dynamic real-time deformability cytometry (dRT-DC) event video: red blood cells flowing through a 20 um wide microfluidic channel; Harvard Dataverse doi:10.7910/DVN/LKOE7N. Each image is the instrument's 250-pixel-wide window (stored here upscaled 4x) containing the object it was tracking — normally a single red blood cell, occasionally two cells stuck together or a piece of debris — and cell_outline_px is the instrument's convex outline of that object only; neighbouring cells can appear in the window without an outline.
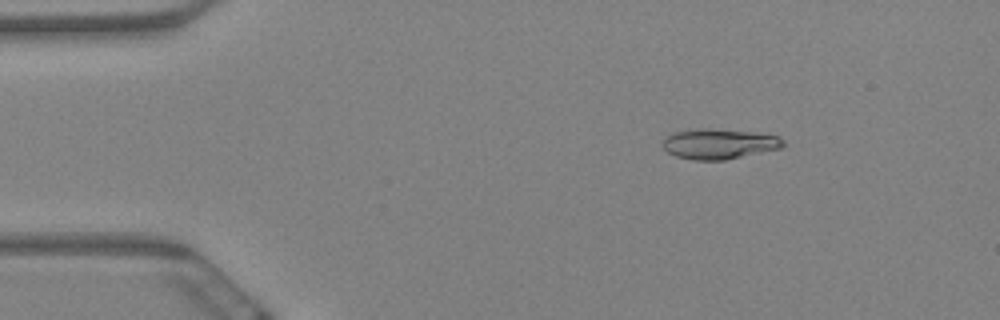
{"species": "Egyptian fruit bat (a non-hibernating species)", "species_latin": "Rousettus aegyptiacus", "temperature_condition": "warm", "stored_images_in_passage": 5, "camera_frame_rate_fps": 3000, "um_per_image_px": 0.085, "animal": {"sex": "female"}, "frame": {"image": 1, "passage_image": 2, "time_ms": 0.333, "image_size_px": [1000, 320], "cell_outline_px": [[784, 144], [780, 148], [724, 160], [692, 160], [676, 156], [668, 152], [660, 144], [672, 132], [696, 128], [708, 128], [756, 132], [780, 136], [784, 140]], "centroid_in_image_um": [61.1, 12.21], "position_along_channel_um": 23.9, "area_um2": 21.33}}
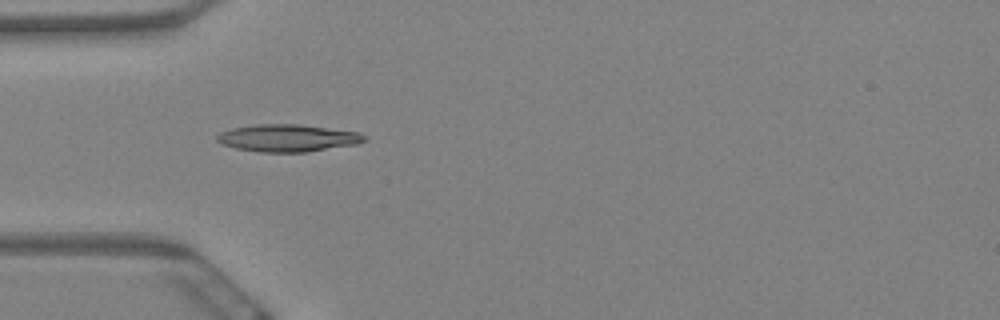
{"frame": {"image": 2, "passage_image": 4, "time_ms": 1.0, "image_size_px": [1000, 320], "cell_outline_px": [[368, 136], [364, 140], [356, 144], [304, 152], [260, 152], [236, 148], [224, 144], [216, 140], [216, 136], [220, 132], [232, 128], [256, 124], [300, 124], [356, 132]], "centroid_in_image_um": [24.42, 11.72], "position_along_channel_um": 60.6, "area_um2": 23.18}}
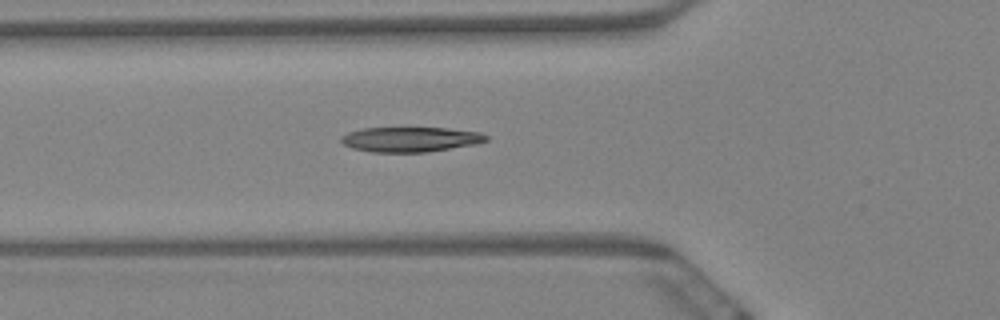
{"frame": {"image": 3, "passage_image": 5, "time_ms": 1.333, "image_size_px": [1000, 320], "cell_outline_px": [[488, 140], [476, 144], [424, 152], [372, 152], [352, 148], [344, 144], [340, 140], [340, 136], [348, 132], [364, 128], [408, 124], [448, 128], [480, 132], [488, 136]], "centroid_in_image_um": [34.86, 11.78], "position_along_channel_um": 90.9, "area_um2": 22.2}}